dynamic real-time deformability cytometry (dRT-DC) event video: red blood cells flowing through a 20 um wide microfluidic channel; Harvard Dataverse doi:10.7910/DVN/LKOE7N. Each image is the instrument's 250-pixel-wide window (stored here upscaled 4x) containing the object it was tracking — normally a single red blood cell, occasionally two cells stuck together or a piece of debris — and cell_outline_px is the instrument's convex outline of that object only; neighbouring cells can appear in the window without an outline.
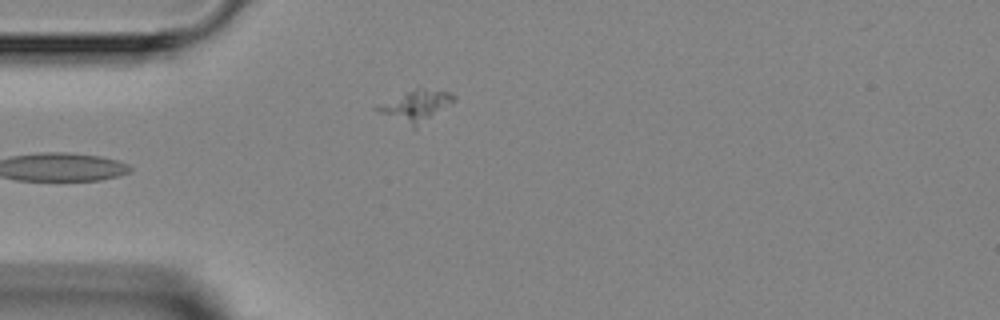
{"species": "Egyptian fruit bat (a non-hibernating species)", "species_latin": "Rousettus aegyptiacus", "temperature_condition": "room temperature", "stored_images_in_passage": 5, "camera_frame_rate_fps": 3000, "um_per_image_px": 0.085, "animal": {"sex": "female"}, "frame": {"image": 1, "passage_image": 3, "time_ms": 3.333, "image_size_px": [1000, 320], "cell_outline_px": [[456, 100], [452, 104], [416, 128], [376, 112], [372, 108], [376, 104], [416, 88], [424, 88], [452, 92], [456, 96]], "centroid_in_image_um": [35.35, 8.99], "position_along_channel_um": 49.7, "area_um2": 14.16}}
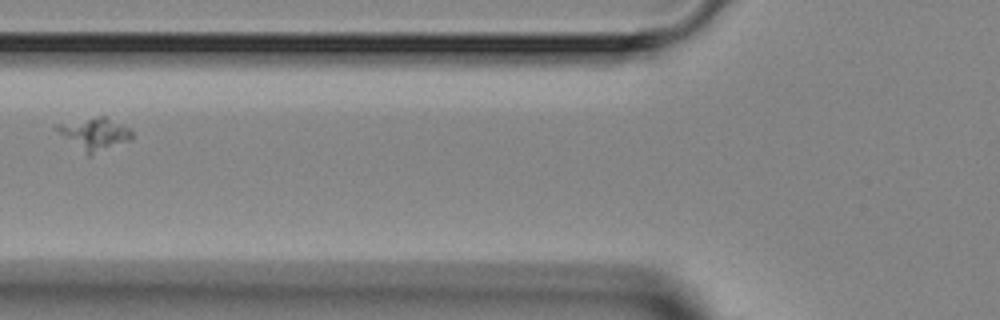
{"frame": {"image": 2, "passage_image": 5, "time_ms": 5.333, "image_size_px": [1000, 320], "cell_outline_px": [[132, 140], [92, 156], [88, 156], [52, 128], [56, 124], [100, 116], [104, 116], [128, 128], [132, 132]], "centroid_in_image_um": [8.02, 11.41], "position_along_channel_um": 117.8, "area_um2": 14.16}}